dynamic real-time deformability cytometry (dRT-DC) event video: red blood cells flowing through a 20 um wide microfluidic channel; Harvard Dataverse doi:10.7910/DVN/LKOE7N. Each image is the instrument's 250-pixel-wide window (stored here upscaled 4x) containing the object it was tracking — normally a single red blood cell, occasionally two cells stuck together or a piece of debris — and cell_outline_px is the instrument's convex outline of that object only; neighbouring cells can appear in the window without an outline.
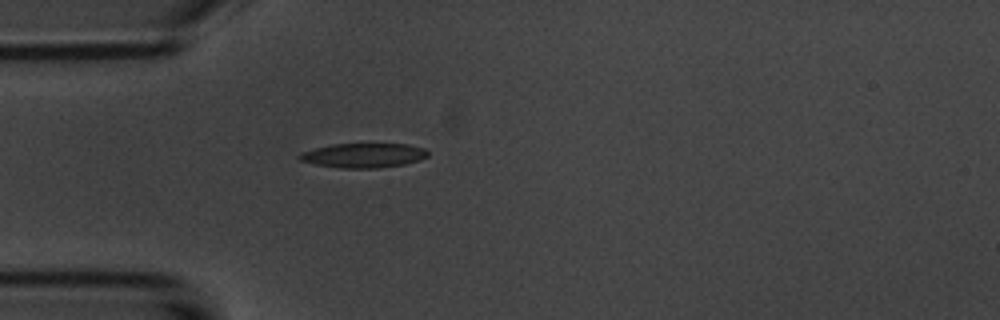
{"species": "common noctule bat (a hibernating species)", "species_latin": "Nyctalus noctula", "temperature_condition": "room temperature", "stored_images_in_passage": 1, "camera_frame_rate_fps": 3000, "um_per_image_px": 0.085, "animal": {"sex": "male", "body_mass_g": 20.1, "forearm_length_mm": 53.5}, "frame": {"image": 1, "passage_image": 1, "time_ms": 0.0, "image_size_px": [1000, 320], "cell_outline_px": [[428, 156], [420, 160], [404, 164], [376, 168], [340, 168], [316, 164], [300, 160], [296, 156], [300, 152], [332, 144], [408, 144], [424, 148], [428, 152]], "centroid_in_image_um": [30.9, 13.21], "position_along_channel_um": 54.1, "area_um2": 18.26}}